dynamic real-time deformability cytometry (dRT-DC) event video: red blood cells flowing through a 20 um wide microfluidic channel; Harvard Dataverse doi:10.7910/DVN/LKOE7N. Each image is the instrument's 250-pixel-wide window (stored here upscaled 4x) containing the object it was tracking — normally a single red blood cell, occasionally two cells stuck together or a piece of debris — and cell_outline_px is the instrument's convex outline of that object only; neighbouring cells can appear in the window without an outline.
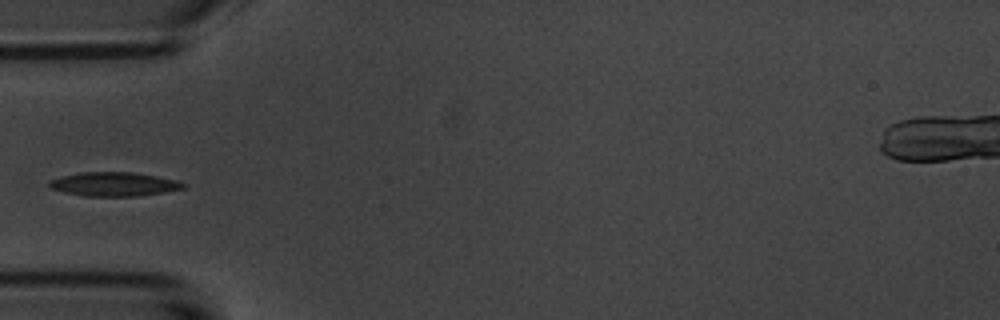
{"species": "common noctule bat (a hibernating species)", "species_latin": "Nyctalus noctula", "temperature_condition": "room temperature", "stored_images_in_passage": 4, "camera_frame_rate_fps": 3000, "um_per_image_px": 0.085, "animal": {"sex": "male", "body_mass_g": 20.1, "forearm_length_mm": 53.5}, "frame": {"image": 1, "passage_image": 4, "time_ms": 4.333, "image_size_px": [1000, 320], "cell_outline_px": [[188, 184], [184, 188], [164, 192], [140, 196], [84, 196], [64, 192], [52, 188], [48, 184], [48, 180], [60, 176], [80, 172], [132, 172], [156, 176], [176, 180]], "centroid_in_image_um": [9.68, 15.65], "position_along_channel_um": 75.3, "area_um2": 18.79}}